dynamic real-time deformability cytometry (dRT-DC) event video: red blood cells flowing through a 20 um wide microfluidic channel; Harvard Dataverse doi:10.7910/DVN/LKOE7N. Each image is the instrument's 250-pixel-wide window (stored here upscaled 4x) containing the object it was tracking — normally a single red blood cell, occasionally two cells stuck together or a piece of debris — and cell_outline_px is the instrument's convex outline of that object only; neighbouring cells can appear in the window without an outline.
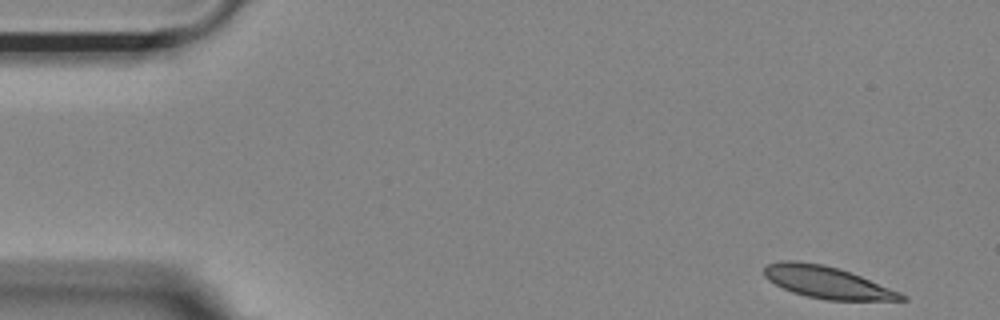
{"species": "Egyptian fruit bat (a non-hibernating species)", "species_latin": "Rousettus aegyptiacus", "temperature_condition": "room temperature", "stored_images_in_passage": 16, "camera_frame_rate_fps": 3000, "um_per_image_px": 0.085, "animal": {"sex": "female"}, "frame": {"image": 1, "passage_image": 1, "time_ms": 0.0, "image_size_px": [1000, 320], "cell_outline_px": [[908, 300], [824, 300], [792, 292], [768, 280], [764, 276], [764, 268], [768, 264], [784, 260], [796, 260], [824, 264], [860, 276], [900, 292], [908, 296]], "centroid_in_image_um": [70.29, 24.0], "position_along_channel_um": 14.7, "area_um2": 25.32}}
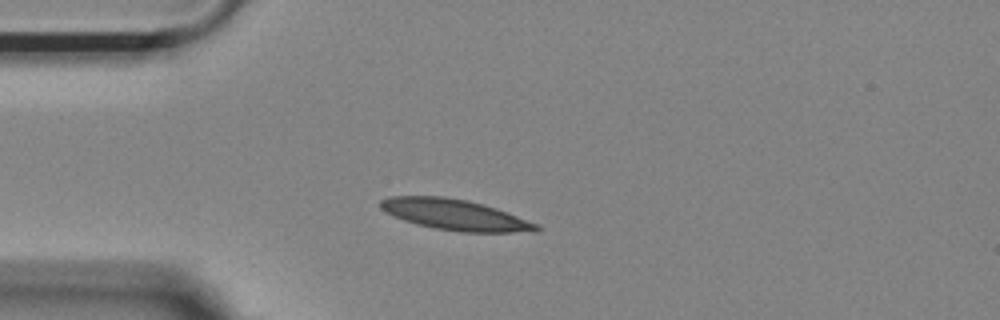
{"frame": {"image": 2, "passage_image": 11, "time_ms": 3.333, "image_size_px": [1000, 320], "cell_outline_px": [[540, 228], [536, 232], [460, 232], [432, 228], [416, 224], [392, 216], [380, 208], [380, 200], [388, 196], [444, 196], [468, 200], [496, 208], [540, 224]], "centroid_in_image_um": [38.68, 18.25], "position_along_channel_um": 46.3, "area_um2": 28.21}}
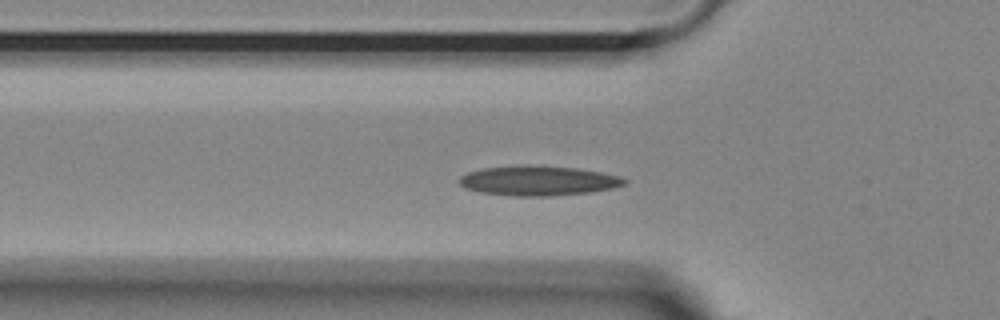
{"frame": {"image": 3, "passage_image": 15, "time_ms": 4.667, "image_size_px": [1000, 320], "cell_outline_px": [[628, 180], [624, 184], [612, 188], [592, 192], [552, 196], [512, 196], [480, 192], [464, 188], [456, 180], [460, 176], [468, 172], [484, 168], [576, 168], [600, 172], [620, 176]], "centroid_in_image_um": [45.76, 15.41], "position_along_channel_um": 80.0, "area_um2": 27.57}}